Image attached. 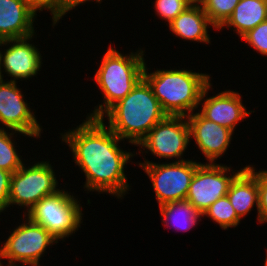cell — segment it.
Masks as SVG:
<instances>
[{
	"label": "cell",
	"mask_w": 267,
	"mask_h": 266,
	"mask_svg": "<svg viewBox=\"0 0 267 266\" xmlns=\"http://www.w3.org/2000/svg\"><path fill=\"white\" fill-rule=\"evenodd\" d=\"M259 55L267 57V20L241 37Z\"/></svg>",
	"instance_id": "d4e9b609"
},
{
	"label": "cell",
	"mask_w": 267,
	"mask_h": 266,
	"mask_svg": "<svg viewBox=\"0 0 267 266\" xmlns=\"http://www.w3.org/2000/svg\"><path fill=\"white\" fill-rule=\"evenodd\" d=\"M190 130V140L204 155L207 163H215L230 147L235 132L204 118L199 112L186 116Z\"/></svg>",
	"instance_id": "5bb4252c"
},
{
	"label": "cell",
	"mask_w": 267,
	"mask_h": 266,
	"mask_svg": "<svg viewBox=\"0 0 267 266\" xmlns=\"http://www.w3.org/2000/svg\"><path fill=\"white\" fill-rule=\"evenodd\" d=\"M21 217L22 223L0 244V266H4L2 260L7 261L5 266H40L46 249L59 243L43 226Z\"/></svg>",
	"instance_id": "8992f818"
},
{
	"label": "cell",
	"mask_w": 267,
	"mask_h": 266,
	"mask_svg": "<svg viewBox=\"0 0 267 266\" xmlns=\"http://www.w3.org/2000/svg\"><path fill=\"white\" fill-rule=\"evenodd\" d=\"M267 20V0H240L231 16L218 29L233 30L240 38Z\"/></svg>",
	"instance_id": "ac0fdd59"
},
{
	"label": "cell",
	"mask_w": 267,
	"mask_h": 266,
	"mask_svg": "<svg viewBox=\"0 0 267 266\" xmlns=\"http://www.w3.org/2000/svg\"><path fill=\"white\" fill-rule=\"evenodd\" d=\"M74 195L62 188L42 198L26 216L43 226L58 242L63 241L75 234L83 223V207Z\"/></svg>",
	"instance_id": "5b68a950"
},
{
	"label": "cell",
	"mask_w": 267,
	"mask_h": 266,
	"mask_svg": "<svg viewBox=\"0 0 267 266\" xmlns=\"http://www.w3.org/2000/svg\"><path fill=\"white\" fill-rule=\"evenodd\" d=\"M170 33L184 41L211 44L208 28L215 26L208 19L202 7L189 6L180 13L169 25Z\"/></svg>",
	"instance_id": "e0dca14e"
},
{
	"label": "cell",
	"mask_w": 267,
	"mask_h": 266,
	"mask_svg": "<svg viewBox=\"0 0 267 266\" xmlns=\"http://www.w3.org/2000/svg\"><path fill=\"white\" fill-rule=\"evenodd\" d=\"M178 68H156L157 70L152 72L146 62L143 78L168 116L186 117L197 111L202 93L212 82V77L208 73L195 72L185 67Z\"/></svg>",
	"instance_id": "277c9868"
},
{
	"label": "cell",
	"mask_w": 267,
	"mask_h": 266,
	"mask_svg": "<svg viewBox=\"0 0 267 266\" xmlns=\"http://www.w3.org/2000/svg\"><path fill=\"white\" fill-rule=\"evenodd\" d=\"M138 167L147 174L155 192L158 206L166 203L186 200L192 177L202 162L189 159L178 162L155 163L143 156Z\"/></svg>",
	"instance_id": "ba28073f"
},
{
	"label": "cell",
	"mask_w": 267,
	"mask_h": 266,
	"mask_svg": "<svg viewBox=\"0 0 267 266\" xmlns=\"http://www.w3.org/2000/svg\"><path fill=\"white\" fill-rule=\"evenodd\" d=\"M27 2L36 13L43 10L50 12L53 28L63 16L78 7L73 0H27Z\"/></svg>",
	"instance_id": "7402d4cb"
},
{
	"label": "cell",
	"mask_w": 267,
	"mask_h": 266,
	"mask_svg": "<svg viewBox=\"0 0 267 266\" xmlns=\"http://www.w3.org/2000/svg\"><path fill=\"white\" fill-rule=\"evenodd\" d=\"M17 135L30 138V136L18 131L0 129V169L11 173L16 172L25 163L16 148L18 146H16L17 142L14 138Z\"/></svg>",
	"instance_id": "ffe728a7"
},
{
	"label": "cell",
	"mask_w": 267,
	"mask_h": 266,
	"mask_svg": "<svg viewBox=\"0 0 267 266\" xmlns=\"http://www.w3.org/2000/svg\"><path fill=\"white\" fill-rule=\"evenodd\" d=\"M159 212L164 227L180 230V232H187L202 221V214L188 200L163 204L159 206Z\"/></svg>",
	"instance_id": "d6986e66"
},
{
	"label": "cell",
	"mask_w": 267,
	"mask_h": 266,
	"mask_svg": "<svg viewBox=\"0 0 267 266\" xmlns=\"http://www.w3.org/2000/svg\"><path fill=\"white\" fill-rule=\"evenodd\" d=\"M11 172L0 169V215L9 208Z\"/></svg>",
	"instance_id": "4316f807"
},
{
	"label": "cell",
	"mask_w": 267,
	"mask_h": 266,
	"mask_svg": "<svg viewBox=\"0 0 267 266\" xmlns=\"http://www.w3.org/2000/svg\"><path fill=\"white\" fill-rule=\"evenodd\" d=\"M258 186V224L267 223V170L257 171Z\"/></svg>",
	"instance_id": "484cf974"
},
{
	"label": "cell",
	"mask_w": 267,
	"mask_h": 266,
	"mask_svg": "<svg viewBox=\"0 0 267 266\" xmlns=\"http://www.w3.org/2000/svg\"><path fill=\"white\" fill-rule=\"evenodd\" d=\"M210 83L203 91L197 111L206 119L235 131L239 122H244L254 110H248L243 104L242 95L238 91L226 89L216 95L208 96L214 89ZM209 91V92H208ZM200 110V111H199Z\"/></svg>",
	"instance_id": "4fadbf2b"
},
{
	"label": "cell",
	"mask_w": 267,
	"mask_h": 266,
	"mask_svg": "<svg viewBox=\"0 0 267 266\" xmlns=\"http://www.w3.org/2000/svg\"><path fill=\"white\" fill-rule=\"evenodd\" d=\"M232 168L222 163H201L192 177L186 200L203 215L211 204L227 195L230 183L243 169Z\"/></svg>",
	"instance_id": "30bf717a"
},
{
	"label": "cell",
	"mask_w": 267,
	"mask_h": 266,
	"mask_svg": "<svg viewBox=\"0 0 267 266\" xmlns=\"http://www.w3.org/2000/svg\"><path fill=\"white\" fill-rule=\"evenodd\" d=\"M36 35L4 41L0 58V79L4 80V74H7L10 81H26L39 74L43 56L38 51L39 48L31 43Z\"/></svg>",
	"instance_id": "7c38bea8"
},
{
	"label": "cell",
	"mask_w": 267,
	"mask_h": 266,
	"mask_svg": "<svg viewBox=\"0 0 267 266\" xmlns=\"http://www.w3.org/2000/svg\"><path fill=\"white\" fill-rule=\"evenodd\" d=\"M60 134L72 152L74 164L85 176L84 191L109 194L122 200L131 186L125 169L136 153L121 148V140L101 119L85 118Z\"/></svg>",
	"instance_id": "6da1fadb"
},
{
	"label": "cell",
	"mask_w": 267,
	"mask_h": 266,
	"mask_svg": "<svg viewBox=\"0 0 267 266\" xmlns=\"http://www.w3.org/2000/svg\"><path fill=\"white\" fill-rule=\"evenodd\" d=\"M37 15L27 0H0V37L7 40L36 34Z\"/></svg>",
	"instance_id": "9a60e30c"
},
{
	"label": "cell",
	"mask_w": 267,
	"mask_h": 266,
	"mask_svg": "<svg viewBox=\"0 0 267 266\" xmlns=\"http://www.w3.org/2000/svg\"><path fill=\"white\" fill-rule=\"evenodd\" d=\"M6 80L0 79V129L18 131L31 138H41L43 127L33 112L35 109L32 110L30 103H27L22 88L17 86L19 81Z\"/></svg>",
	"instance_id": "8fae6325"
},
{
	"label": "cell",
	"mask_w": 267,
	"mask_h": 266,
	"mask_svg": "<svg viewBox=\"0 0 267 266\" xmlns=\"http://www.w3.org/2000/svg\"><path fill=\"white\" fill-rule=\"evenodd\" d=\"M153 4L155 14L167 22L166 26L189 7L185 0H155Z\"/></svg>",
	"instance_id": "cb8c5ba5"
},
{
	"label": "cell",
	"mask_w": 267,
	"mask_h": 266,
	"mask_svg": "<svg viewBox=\"0 0 267 266\" xmlns=\"http://www.w3.org/2000/svg\"><path fill=\"white\" fill-rule=\"evenodd\" d=\"M78 6H81V5H85V3H88L89 2H96L97 4H101L103 2V0H73Z\"/></svg>",
	"instance_id": "f1b7e54d"
},
{
	"label": "cell",
	"mask_w": 267,
	"mask_h": 266,
	"mask_svg": "<svg viewBox=\"0 0 267 266\" xmlns=\"http://www.w3.org/2000/svg\"><path fill=\"white\" fill-rule=\"evenodd\" d=\"M168 115L142 78L133 90L114 104L101 118L108 127L129 145L137 146L147 133Z\"/></svg>",
	"instance_id": "7a4b0ae2"
},
{
	"label": "cell",
	"mask_w": 267,
	"mask_h": 266,
	"mask_svg": "<svg viewBox=\"0 0 267 266\" xmlns=\"http://www.w3.org/2000/svg\"><path fill=\"white\" fill-rule=\"evenodd\" d=\"M4 39H2L1 37H0V58H1V51H2V46H3V43H4Z\"/></svg>",
	"instance_id": "f546056e"
},
{
	"label": "cell",
	"mask_w": 267,
	"mask_h": 266,
	"mask_svg": "<svg viewBox=\"0 0 267 266\" xmlns=\"http://www.w3.org/2000/svg\"><path fill=\"white\" fill-rule=\"evenodd\" d=\"M266 257H265V261H264V266H267V249H266Z\"/></svg>",
	"instance_id": "4dcf8cb0"
},
{
	"label": "cell",
	"mask_w": 267,
	"mask_h": 266,
	"mask_svg": "<svg viewBox=\"0 0 267 266\" xmlns=\"http://www.w3.org/2000/svg\"><path fill=\"white\" fill-rule=\"evenodd\" d=\"M102 55L99 68L94 74V82L100 88L103 103L96 105L87 118L101 119L102 116L118 101L130 93L143 78L146 59L145 50L139 48L129 54H123L112 47Z\"/></svg>",
	"instance_id": "3957f363"
},
{
	"label": "cell",
	"mask_w": 267,
	"mask_h": 266,
	"mask_svg": "<svg viewBox=\"0 0 267 266\" xmlns=\"http://www.w3.org/2000/svg\"><path fill=\"white\" fill-rule=\"evenodd\" d=\"M34 162L29 165L24 163L11 176L9 208L16 205L19 209L20 206L24 209L23 215H27L42 198L62 189L59 187L56 170L49 160Z\"/></svg>",
	"instance_id": "52a82bcc"
},
{
	"label": "cell",
	"mask_w": 267,
	"mask_h": 266,
	"mask_svg": "<svg viewBox=\"0 0 267 266\" xmlns=\"http://www.w3.org/2000/svg\"><path fill=\"white\" fill-rule=\"evenodd\" d=\"M189 6L202 7L206 0H185Z\"/></svg>",
	"instance_id": "83f0119b"
},
{
	"label": "cell",
	"mask_w": 267,
	"mask_h": 266,
	"mask_svg": "<svg viewBox=\"0 0 267 266\" xmlns=\"http://www.w3.org/2000/svg\"><path fill=\"white\" fill-rule=\"evenodd\" d=\"M202 217H208L215 224H218L221 229L228 230V228H236L241 219L235 213L228 196H224L216 200L204 212Z\"/></svg>",
	"instance_id": "44dd1931"
},
{
	"label": "cell",
	"mask_w": 267,
	"mask_h": 266,
	"mask_svg": "<svg viewBox=\"0 0 267 266\" xmlns=\"http://www.w3.org/2000/svg\"><path fill=\"white\" fill-rule=\"evenodd\" d=\"M256 165H245L243 169L235 176L230 183L227 196L230 200L235 213L240 219L255 207L258 220V186H257V168Z\"/></svg>",
	"instance_id": "2e32d148"
},
{
	"label": "cell",
	"mask_w": 267,
	"mask_h": 266,
	"mask_svg": "<svg viewBox=\"0 0 267 266\" xmlns=\"http://www.w3.org/2000/svg\"><path fill=\"white\" fill-rule=\"evenodd\" d=\"M239 2L240 0H206L202 8L218 30L231 16Z\"/></svg>",
	"instance_id": "603a6c76"
},
{
	"label": "cell",
	"mask_w": 267,
	"mask_h": 266,
	"mask_svg": "<svg viewBox=\"0 0 267 266\" xmlns=\"http://www.w3.org/2000/svg\"><path fill=\"white\" fill-rule=\"evenodd\" d=\"M190 130L185 116H167L157 123L139 142L136 155L152 154L154 157L171 161L189 160L184 153L190 143ZM142 149V150H141ZM151 152V153H148ZM183 157V158H182ZM175 158V159H174Z\"/></svg>",
	"instance_id": "9c48e42d"
}]
</instances>
